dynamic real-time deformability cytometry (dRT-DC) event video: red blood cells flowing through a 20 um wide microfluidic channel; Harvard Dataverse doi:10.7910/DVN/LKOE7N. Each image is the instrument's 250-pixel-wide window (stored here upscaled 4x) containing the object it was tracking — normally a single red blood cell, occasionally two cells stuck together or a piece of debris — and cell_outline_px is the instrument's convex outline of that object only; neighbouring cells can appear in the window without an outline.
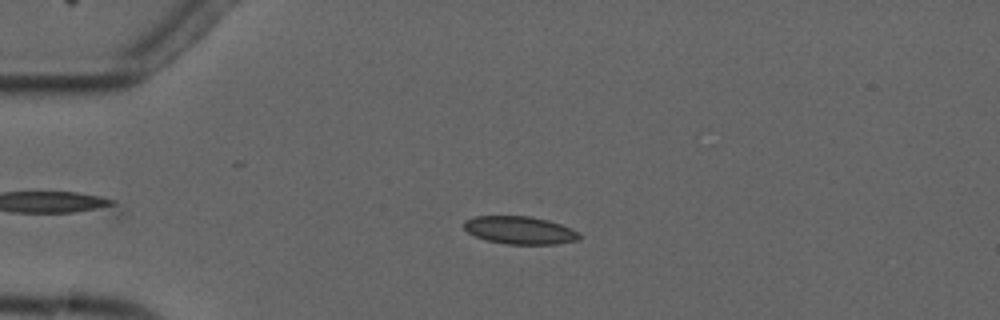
{"species": "common noctule bat (a hibernating species)", "species_latin": "Nyctalus noctula", "temperature_condition": "cold", "stored_images_in_passage": 2, "camera_frame_rate_fps": 3000, "um_per_image_px": 0.085, "animal": {"sex": "male", "forearm_length_mm": 52.5}, "frame": {"image": 1, "passage_image": 2, "time_ms": 1.0, "image_size_px": [1000, 320], "cell_outline_px": [[580, 240], [556, 244], [504, 244], [484, 240], [468, 232], [464, 228], [464, 220], [476, 216], [540, 216], [572, 228], [580, 232]], "centroid_in_image_um": [44.23, 19.56], "position_along_channel_um": 40.8, "area_um2": 19.13}}